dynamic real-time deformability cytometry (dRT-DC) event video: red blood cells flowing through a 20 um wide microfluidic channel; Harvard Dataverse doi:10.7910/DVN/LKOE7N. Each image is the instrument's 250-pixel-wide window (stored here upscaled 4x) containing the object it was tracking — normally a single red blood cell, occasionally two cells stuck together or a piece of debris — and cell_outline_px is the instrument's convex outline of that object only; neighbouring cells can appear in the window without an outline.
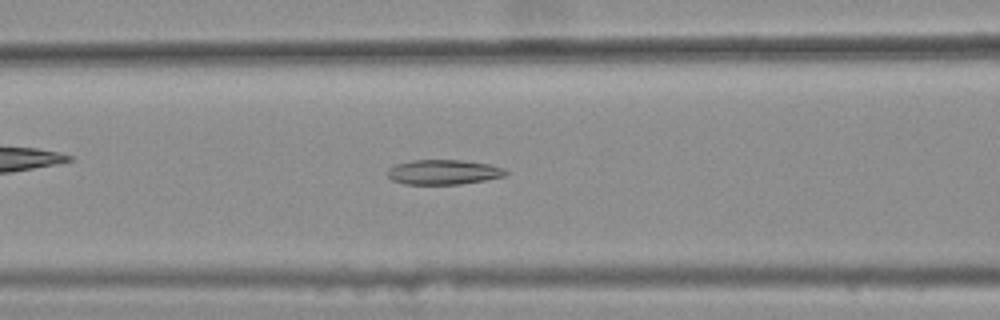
{"species": "common noctule bat (a hibernating species)", "species_latin": "Nyctalus noctula", "temperature_condition": "warm", "stored_images_in_passage": 36, "camera_frame_rate_fps": 3000, "um_per_image_px": 0.085, "animal": {"sex": "female", "body_mass_g": 25.1}, "frame": {"image": 1, "passage_image": 11, "time_ms": 3.333, "image_size_px": [1000, 320], "cell_outline_px": [[508, 172], [504, 176], [484, 180], [460, 184], [404, 184], [392, 180], [388, 176], [388, 168], [396, 164], [412, 160], [464, 160], [488, 164], [504, 168]], "centroid_in_image_um": [37.68, 14.62], "position_along_channel_um": 128.9, "area_um2": 17.05}}
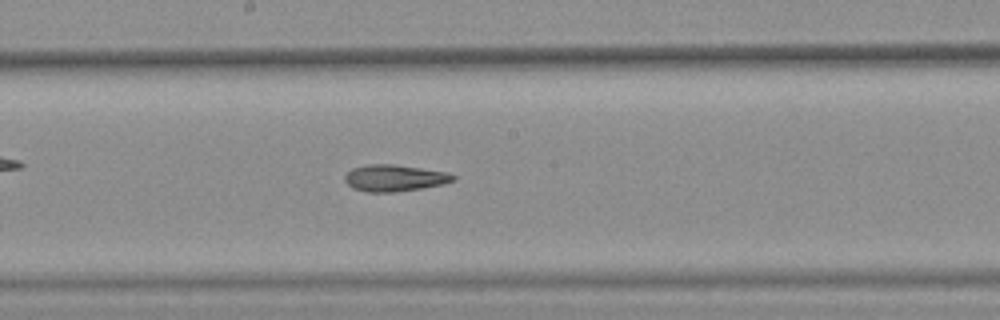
{"frame": {"image": 2, "passage_image": 18, "time_ms": 5.667, "image_size_px": [1000, 320], "cell_outline_px": [[456, 180], [444, 184], [396, 192], [368, 192], [352, 188], [344, 180], [344, 176], [352, 168], [364, 164], [392, 164], [448, 172], [456, 176]], "centroid_in_image_um": [33.53, 15.13], "position_along_channel_um": 214.7, "area_um2": 16.88}}
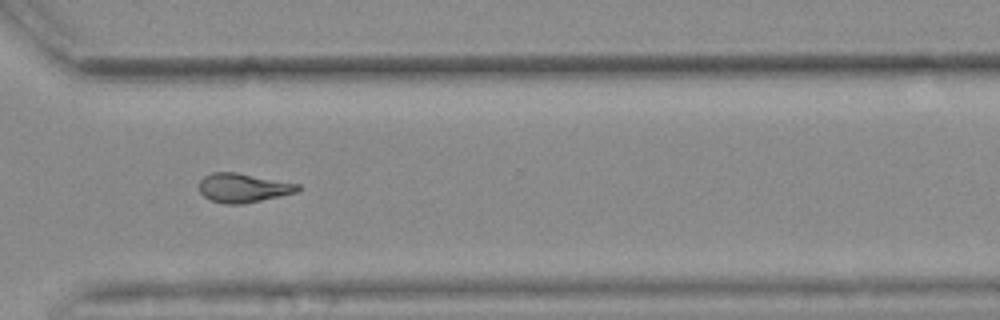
{"frame": {"image": 3, "passage_image": 29, "time_ms": 9.333, "image_size_px": [1000, 320], "cell_outline_px": [[304, 188], [296, 192], [280, 196], [244, 204], [224, 204], [212, 200], [204, 196], [200, 192], [200, 180], [204, 176], [212, 172], [236, 172], [300, 184]], "centroid_in_image_um": [20.7, 15.96], "position_along_channel_um": 349.9, "area_um2": 16.76}, "authors_computed_cell_mechanics": {"area_um2": 16.8487, "velocity_mm_per_s": 3.6798, "shape_relaxation_time_tau1_ms": null, "shape_relaxation_time_tau2_ms": 4.0821, "deformation_change_tau1": null, "deformation_change_tau2": 0.1195}}